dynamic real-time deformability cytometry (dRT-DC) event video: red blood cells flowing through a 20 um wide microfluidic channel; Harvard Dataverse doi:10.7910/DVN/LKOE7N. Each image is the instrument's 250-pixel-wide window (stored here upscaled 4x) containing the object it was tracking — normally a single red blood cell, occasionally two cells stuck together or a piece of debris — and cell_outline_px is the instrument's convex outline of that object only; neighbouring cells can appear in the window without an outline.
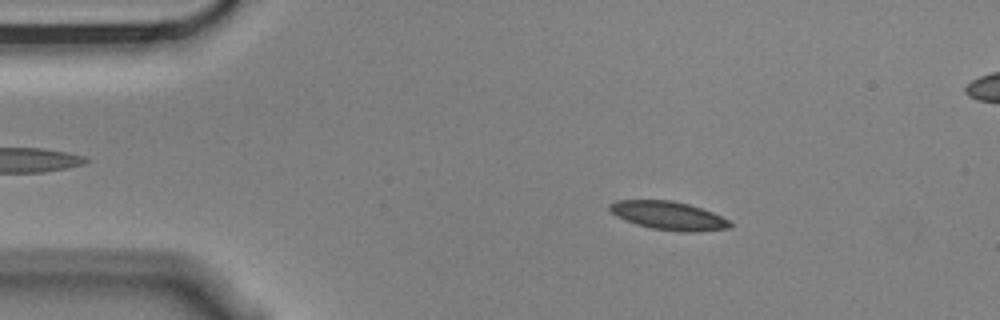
{"species": "Egyptian fruit bat (a non-hibernating species)", "species_latin": "Rousettus aegyptiacus", "temperature_condition": "cold", "stored_images_in_passage": 5, "camera_frame_rate_fps": 3000, "um_per_image_px": 0.085, "animal": {"sex": "male"}, "frame": {"image": 1, "passage_image": 2, "time_ms": 0.333, "image_size_px": [1000, 320], "cell_outline_px": [[732, 228], [696, 232], [680, 232], [652, 228], [636, 224], [624, 220], [616, 216], [608, 208], [608, 204], [616, 200], [672, 200], [688, 204], [712, 212], [728, 220], [732, 224]], "centroid_in_image_um": [56.81, 18.33], "position_along_channel_um": 28.2, "area_um2": 20.0}}
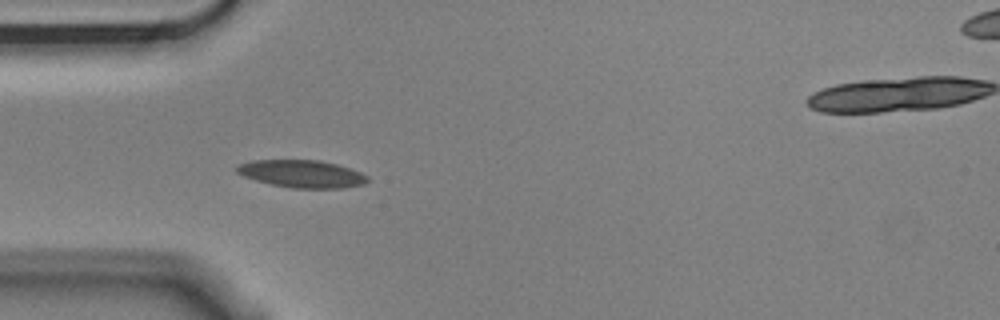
{"frame": {"image": 2, "passage_image": 4, "time_ms": 1.0, "image_size_px": [1000, 320], "cell_outline_px": [[368, 180], [364, 184], [344, 188], [292, 188], [272, 184], [256, 180], [244, 176], [236, 172], [236, 164], [252, 160], [320, 160], [336, 164], [360, 172], [368, 176]], "centroid_in_image_um": [25.64, 14.77], "position_along_channel_um": 59.4, "area_um2": 20.92}}